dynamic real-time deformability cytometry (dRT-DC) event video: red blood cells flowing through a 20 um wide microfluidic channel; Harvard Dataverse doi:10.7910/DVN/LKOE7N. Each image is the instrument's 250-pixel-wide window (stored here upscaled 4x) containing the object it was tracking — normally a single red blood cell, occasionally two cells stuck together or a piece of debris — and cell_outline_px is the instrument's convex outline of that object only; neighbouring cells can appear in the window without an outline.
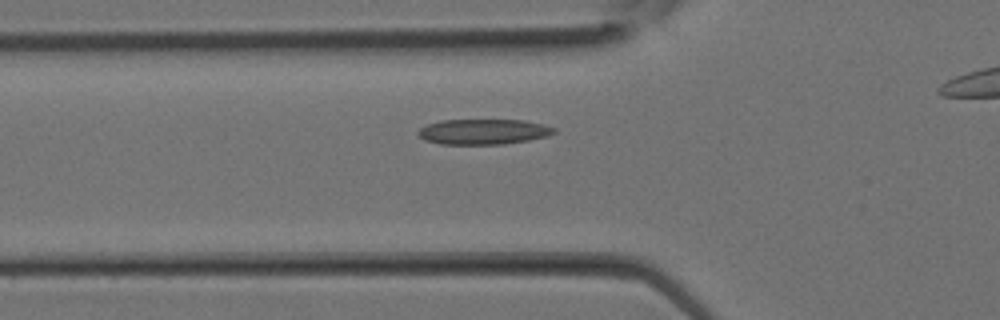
{"species": "Egyptian fruit bat (a non-hibernating species)", "species_latin": "Rousettus aegyptiacus", "temperature_condition": "room temperature", "stored_images_in_passage": 23, "camera_frame_rate_fps": 3000, "um_per_image_px": 0.085, "animal": {"sex": "female"}, "frame": {"image": 1, "passage_image": 7, "time_ms": 2.0, "image_size_px": [1000, 320], "cell_outline_px": [[556, 132], [548, 136], [528, 140], [504, 144], [440, 144], [424, 140], [416, 132], [420, 128], [428, 124], [440, 120], [524, 120], [544, 124], [556, 128]], "centroid_in_image_um": [41.1, 11.19], "position_along_channel_um": 84.7, "area_um2": 20.17}}
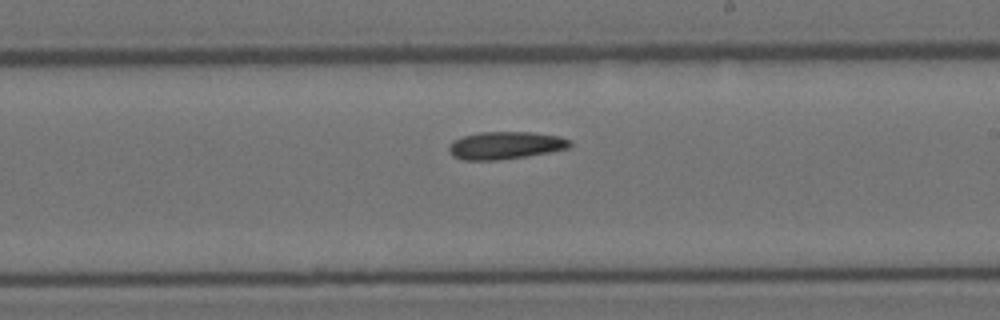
{"frame": {"image": 2, "passage_image": 14, "time_ms": 4.333, "image_size_px": [1000, 320], "cell_outline_px": [[572, 144], [568, 148], [528, 156], [496, 160], [464, 160], [452, 156], [448, 148], [452, 140], [464, 136], [480, 132], [532, 132], [560, 136], [572, 140]], "centroid_in_image_um": [42.97, 12.35], "position_along_channel_um": 246.0, "area_um2": 19.48}}
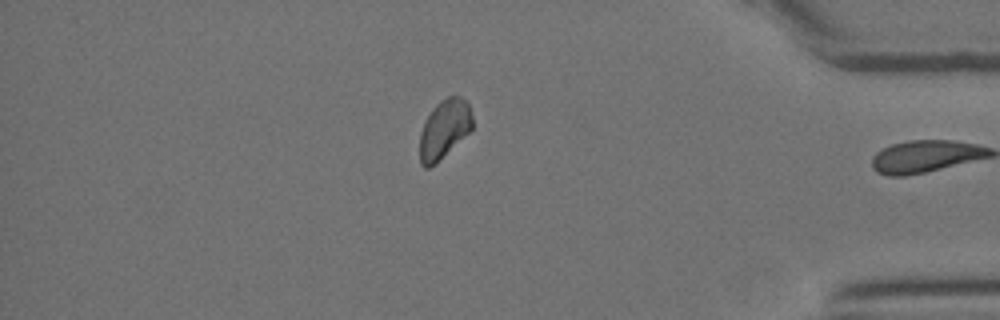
{"frame": {"image": 3, "passage_image": 22, "time_ms": 7.0, "image_size_px": [1000, 320], "cell_outline_px": [[472, 128], [436, 164], [428, 168], [424, 168], [420, 164], [420, 132], [424, 120], [432, 108], [440, 100], [448, 96], [460, 96], [468, 104], [472, 116]], "centroid_in_image_um": [37.72, 10.98], "position_along_channel_um": 397.5, "area_um2": 18.03}}